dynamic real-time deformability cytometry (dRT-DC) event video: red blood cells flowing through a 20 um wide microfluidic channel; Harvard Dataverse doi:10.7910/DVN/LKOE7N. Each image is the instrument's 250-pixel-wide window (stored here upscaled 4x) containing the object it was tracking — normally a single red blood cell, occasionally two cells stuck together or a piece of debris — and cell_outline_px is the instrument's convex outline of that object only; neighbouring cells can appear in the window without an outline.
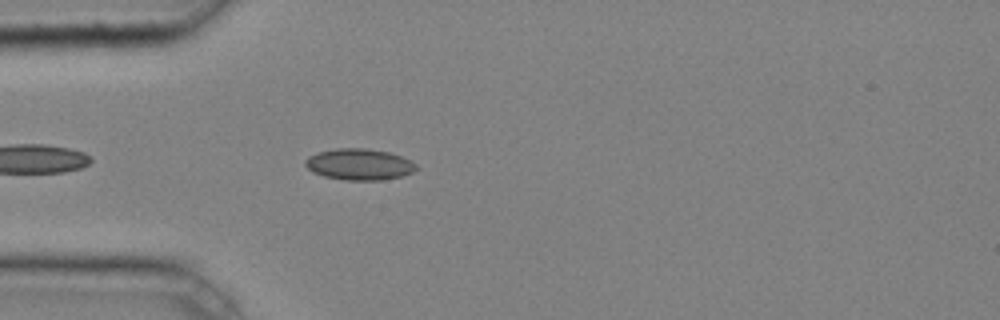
{"species": "common noctule bat (a hibernating species)", "species_latin": "Nyctalus noctula", "temperature_condition": "cold", "stored_images_in_passage": 14, "camera_frame_rate_fps": 3000, "um_per_image_px": 0.085, "animal": {"sex": "male", "body_mass_g": 20.4}, "frame": {"image": 1, "passage_image": 1, "time_ms": 0.0, "image_size_px": [1000, 320], "cell_outline_px": [[416, 168], [412, 172], [400, 176], [384, 180], [344, 180], [324, 176], [312, 172], [304, 164], [304, 160], [308, 156], [316, 152], [336, 148], [364, 148], [388, 152], [400, 156], [416, 164]], "centroid_in_image_um": [30.47, 13.97], "position_along_channel_um": 54.5, "area_um2": 20.17}}
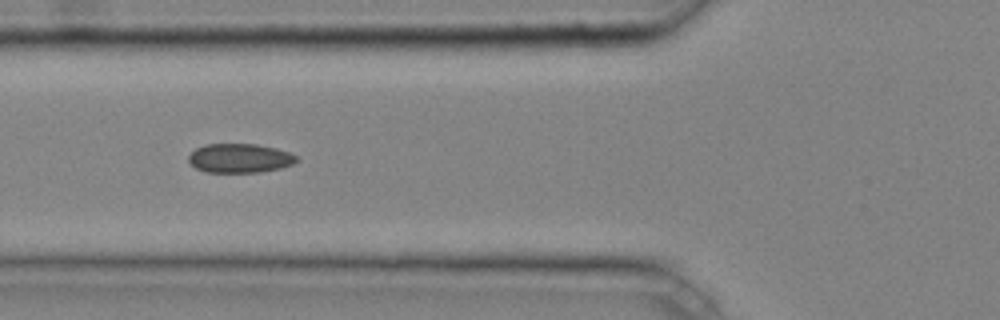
{"frame": {"image": 2, "passage_image": 5, "time_ms": 1.333, "image_size_px": [1000, 320], "cell_outline_px": [[300, 160], [292, 164], [280, 168], [260, 172], [204, 172], [196, 168], [188, 160], [188, 156], [196, 148], [204, 144], [256, 144], [276, 148], [288, 152], [296, 156]], "centroid_in_image_um": [20.37, 13.44], "position_along_channel_um": 105.4, "area_um2": 18.32}}
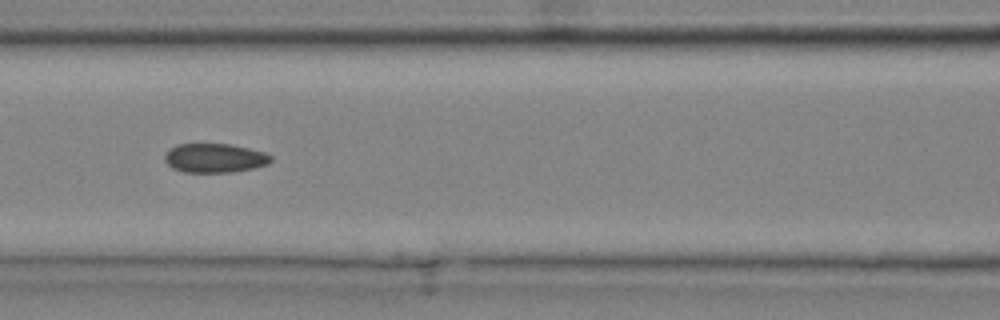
{"frame": {"image": 3, "passage_image": 8, "time_ms": 2.333, "image_size_px": [1000, 320], "cell_outline_px": [[272, 160], [268, 164], [252, 168], [232, 172], [184, 172], [172, 168], [164, 160], [164, 156], [176, 144], [232, 144], [264, 152], [272, 156]], "centroid_in_image_um": [18.26, 13.43], "position_along_channel_um": 148.3, "area_um2": 17.92}}